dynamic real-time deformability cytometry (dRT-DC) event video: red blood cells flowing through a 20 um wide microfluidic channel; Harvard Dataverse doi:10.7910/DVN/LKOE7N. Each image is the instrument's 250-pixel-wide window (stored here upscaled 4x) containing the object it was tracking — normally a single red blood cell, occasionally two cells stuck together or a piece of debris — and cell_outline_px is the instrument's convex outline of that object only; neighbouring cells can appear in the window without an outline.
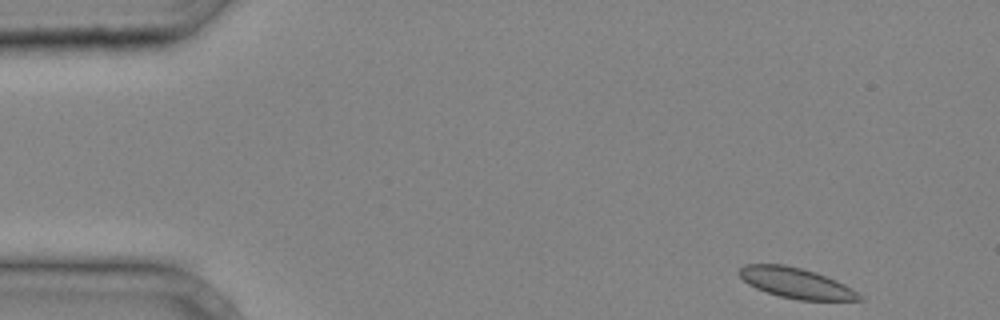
{"species": "common noctule bat (a hibernating species)", "species_latin": "Nyctalus noctula", "temperature_condition": "cold", "stored_images_in_passage": 9, "camera_frame_rate_fps": 3000, "um_per_image_px": 0.085, "animal": {"sex": "male", "body_mass_g": 20.4}, "frame": {"image": 1, "passage_image": 1, "time_ms": 0.0, "image_size_px": [1000, 320], "cell_outline_px": [[864, 300], [800, 300], [780, 296], [756, 288], [748, 284], [736, 272], [744, 264], [784, 264], [816, 272], [836, 280], [844, 284], [856, 292]], "centroid_in_image_um": [67.62, 24.04], "position_along_channel_um": 17.4, "area_um2": 21.04}}
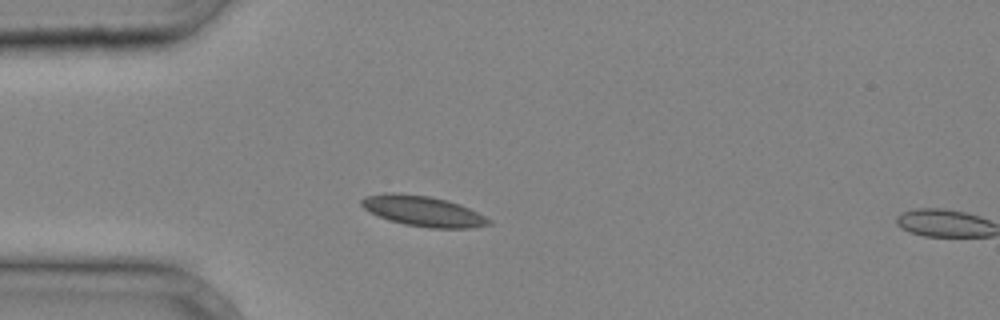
{"frame": {"image": 2, "passage_image": 8, "time_ms": 2.333, "image_size_px": [1000, 320], "cell_outline_px": [[492, 224], [472, 228], [432, 228], [404, 224], [388, 220], [364, 208], [360, 204], [360, 200], [368, 196], [384, 192], [396, 192], [428, 196], [448, 200], [460, 204], [492, 220]], "centroid_in_image_um": [35.97, 17.94], "position_along_channel_um": 49.0, "area_um2": 22.48}}